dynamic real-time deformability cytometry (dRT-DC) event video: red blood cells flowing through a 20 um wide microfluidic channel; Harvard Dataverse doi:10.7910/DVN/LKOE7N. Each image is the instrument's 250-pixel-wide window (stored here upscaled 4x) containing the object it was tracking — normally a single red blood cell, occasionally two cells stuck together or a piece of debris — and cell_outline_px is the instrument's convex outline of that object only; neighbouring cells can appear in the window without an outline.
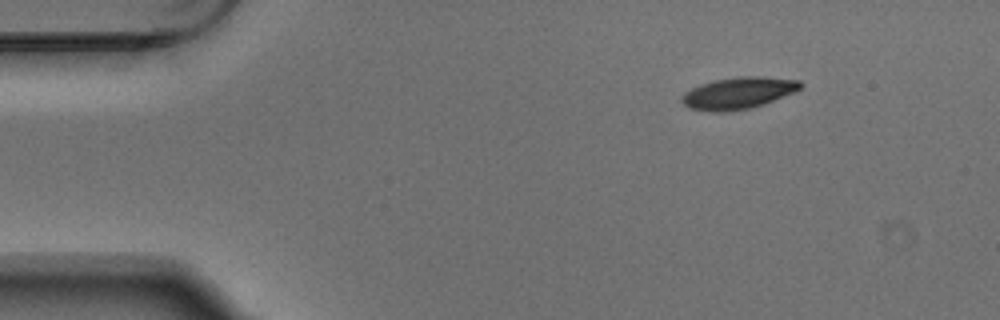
{"species": "Egyptian fruit bat (a non-hibernating species)", "species_latin": "Rousettus aegyptiacus", "temperature_condition": "warm", "stored_images_in_passage": 3, "camera_frame_rate_fps": 3000, "um_per_image_px": 0.085, "animal": {"sex": "male"}, "frame": {"image": 1, "passage_image": 1, "time_ms": 0.0, "image_size_px": [1000, 320], "cell_outline_px": [[804, 84], [796, 92], [764, 104], [748, 108], [720, 112], [712, 112], [688, 108], [680, 100], [680, 96], [684, 92], [700, 84], [716, 80], [740, 76], [760, 76], [800, 80]], "centroid_in_image_um": [62.76, 7.9], "position_along_channel_um": 22.2, "area_um2": 22.02}}